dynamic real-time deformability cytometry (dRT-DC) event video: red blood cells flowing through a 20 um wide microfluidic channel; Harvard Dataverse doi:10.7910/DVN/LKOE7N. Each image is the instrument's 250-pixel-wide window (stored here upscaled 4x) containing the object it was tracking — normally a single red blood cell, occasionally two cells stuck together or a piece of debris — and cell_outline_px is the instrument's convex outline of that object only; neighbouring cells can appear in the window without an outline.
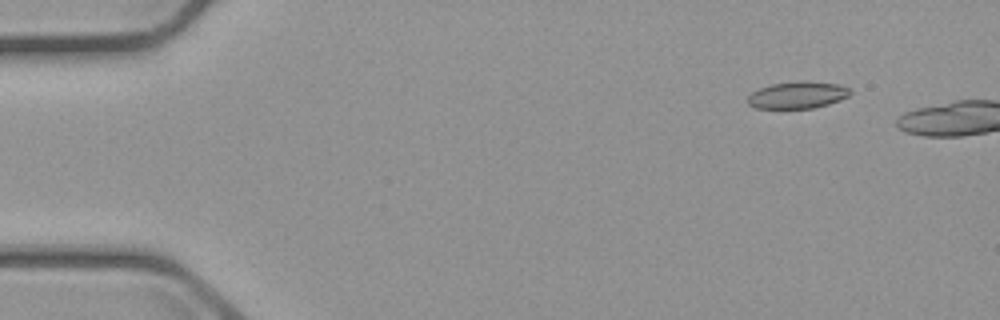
{"species": "common noctule bat (a hibernating species)", "species_latin": "Nyctalus noctula", "temperature_condition": "cold", "stored_images_in_passage": 2, "camera_frame_rate_fps": 3000, "um_per_image_px": 0.085, "animal": {"sex": "male", "body_mass_g": 23.1, "forearm_length_mm": 52.7}, "frame": {"image": 1, "passage_image": 1, "time_ms": 0.0, "image_size_px": [1000, 320], "cell_outline_px": [[852, 92], [848, 96], [840, 100], [828, 104], [812, 108], [756, 108], [748, 104], [748, 96], [752, 92], [760, 88], [772, 84], [840, 84], [848, 88]], "centroid_in_image_um": [67.77, 8.13], "position_along_channel_um": 17.2, "area_um2": 15.09}}